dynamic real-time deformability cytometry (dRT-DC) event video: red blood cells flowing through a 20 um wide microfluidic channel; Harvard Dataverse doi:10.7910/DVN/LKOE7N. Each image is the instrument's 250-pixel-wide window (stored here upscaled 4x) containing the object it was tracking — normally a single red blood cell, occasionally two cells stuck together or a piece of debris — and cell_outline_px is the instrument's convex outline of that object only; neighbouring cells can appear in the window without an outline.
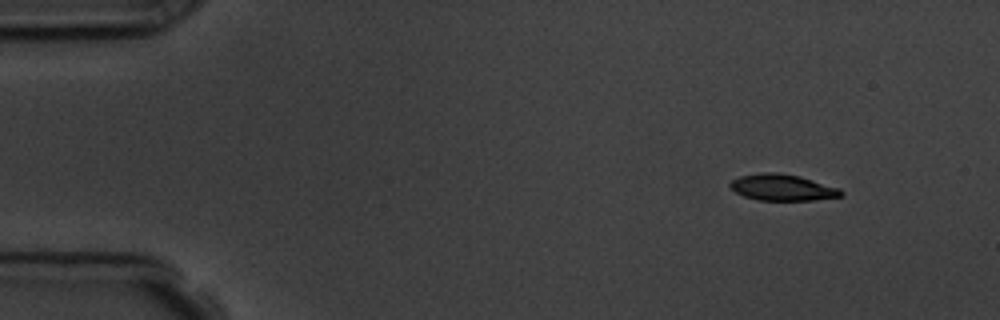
{"species": "common noctule bat (a hibernating species)", "species_latin": "Nyctalus noctula", "temperature_condition": "room temperature", "stored_images_in_passage": 5, "camera_frame_rate_fps": 3000, "um_per_image_px": 0.085, "animal": {"sex": "male", "body_mass_g": 19.5, "forearm_length_mm": 54.6}, "frame": {"image": 1, "passage_image": 1, "time_ms": 0.0, "image_size_px": [1000, 320], "cell_outline_px": [[844, 196], [812, 200], [760, 200], [744, 196], [728, 188], [728, 184], [732, 180], [740, 176], [760, 172], [780, 172], [800, 176], [840, 188], [844, 192]], "centroid_in_image_um": [66.5, 15.92], "position_along_channel_um": 18.5, "area_um2": 17.22}}
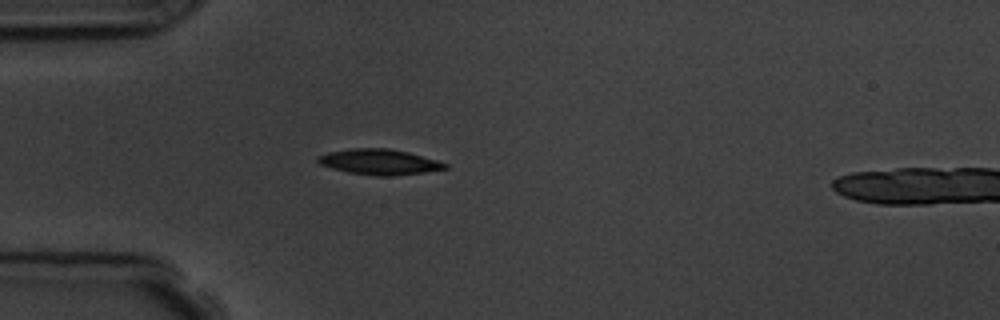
{"frame": {"image": 2, "passage_image": 4, "time_ms": 3.333, "image_size_px": [1000, 320], "cell_outline_px": [[448, 168], [424, 172], [392, 176], [376, 176], [348, 172], [332, 168], [320, 164], [316, 160], [316, 156], [328, 152], [352, 148], [388, 148], [408, 152], [436, 160], [448, 164]], "centroid_in_image_um": [32.21, 13.76], "position_along_channel_um": 52.8, "area_um2": 18.84}}